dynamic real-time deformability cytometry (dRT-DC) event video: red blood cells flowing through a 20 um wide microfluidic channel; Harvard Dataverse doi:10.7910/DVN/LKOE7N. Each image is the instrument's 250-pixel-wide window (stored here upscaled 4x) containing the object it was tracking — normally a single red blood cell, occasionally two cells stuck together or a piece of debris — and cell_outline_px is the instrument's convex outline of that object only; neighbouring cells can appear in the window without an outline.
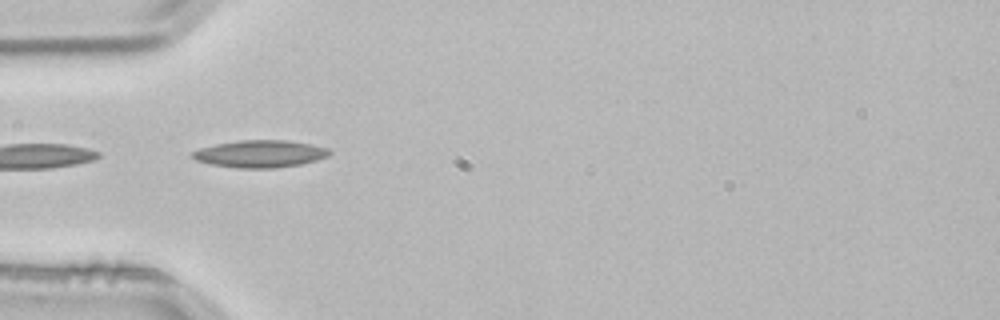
{"species": "common noctule bat (a hibernating species)", "species_latin": "Nyctalus noctula", "temperature_condition": "room temperature", "stored_images_in_passage": 2, "camera_frame_rate_fps": 3000, "um_per_image_px": 0.085, "animal": {"sex": "male", "body_mass_g": 21.5, "forearm_length_mm": 52.0}, "frame": {"image": 1, "passage_image": 1, "time_ms": 0.0, "image_size_px": [1000, 320], "cell_outline_px": [[332, 152], [328, 156], [316, 160], [300, 164], [276, 168], [236, 168], [212, 164], [196, 160], [192, 156], [192, 152], [200, 148], [216, 144], [240, 140], [284, 140], [312, 144], [328, 148]], "centroid_in_image_um": [22.13, 13.07], "position_along_channel_um": 62.9, "area_um2": 21.68}}